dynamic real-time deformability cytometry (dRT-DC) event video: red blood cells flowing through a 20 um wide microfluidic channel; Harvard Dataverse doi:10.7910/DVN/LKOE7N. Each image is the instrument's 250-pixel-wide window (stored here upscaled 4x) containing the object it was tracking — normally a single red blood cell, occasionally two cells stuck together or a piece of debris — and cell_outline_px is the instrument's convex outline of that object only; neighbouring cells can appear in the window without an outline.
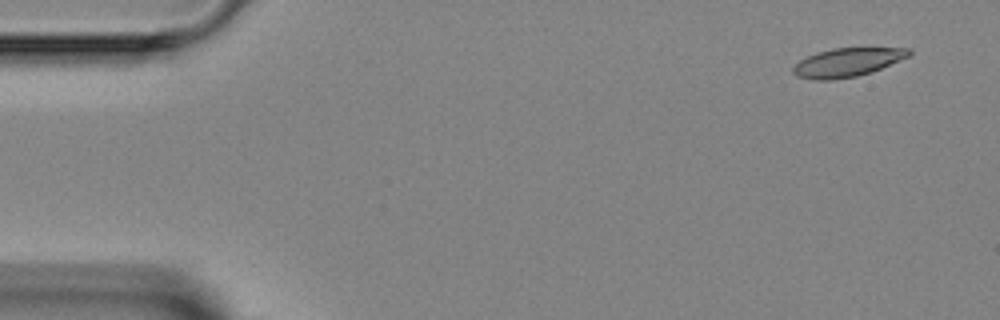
{"species": "Egyptian fruit bat (a non-hibernating species)", "species_latin": "Rousettus aegyptiacus", "temperature_condition": "room temperature", "stored_images_in_passage": 4, "camera_frame_rate_fps": 3000, "um_per_image_px": 0.085, "animal": {"sex": "female"}, "frame": {"image": 1, "passage_image": 1, "time_ms": 0.0, "image_size_px": [1000, 320], "cell_outline_px": [[912, 56], [872, 72], [856, 76], [832, 80], [812, 80], [796, 76], [792, 72], [792, 68], [800, 60], [816, 52], [832, 48], [912, 48]], "centroid_in_image_um": [72.05, 5.3], "position_along_channel_um": 12.9, "area_um2": 19.59}}
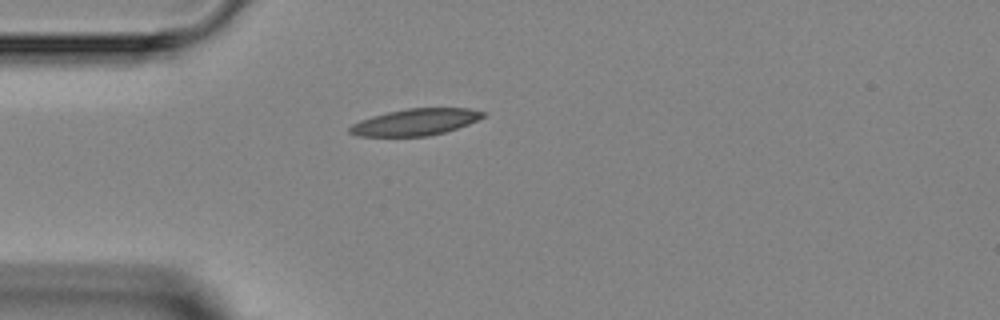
{"frame": {"image": 2, "passage_image": 4, "time_ms": 3.333, "image_size_px": [1000, 320], "cell_outline_px": [[484, 116], [468, 124], [444, 132], [428, 136], [356, 136], [348, 132], [348, 128], [352, 124], [360, 120], [372, 116], [388, 112], [408, 108], [472, 108], [484, 112]], "centroid_in_image_um": [35.27, 10.37], "position_along_channel_um": 49.7, "area_um2": 20.58}}